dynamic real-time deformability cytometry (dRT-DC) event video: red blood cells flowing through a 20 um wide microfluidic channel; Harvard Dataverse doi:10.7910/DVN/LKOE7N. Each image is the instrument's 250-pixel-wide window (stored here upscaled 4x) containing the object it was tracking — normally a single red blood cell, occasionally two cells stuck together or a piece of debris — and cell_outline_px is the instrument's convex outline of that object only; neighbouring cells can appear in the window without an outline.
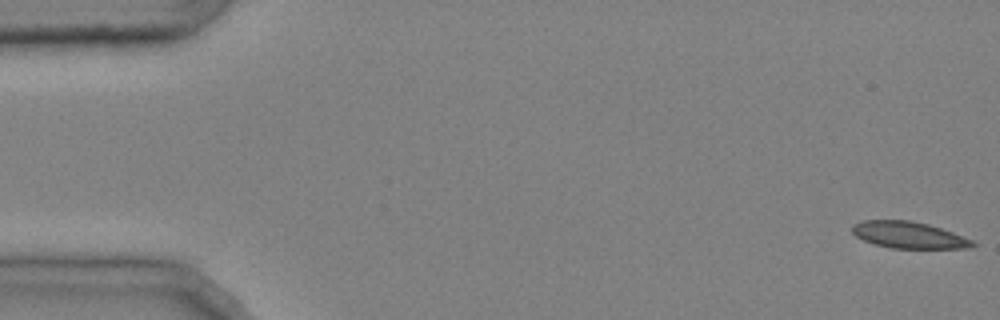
{"species": "common noctule bat (a hibernating species)", "species_latin": "Nyctalus noctula", "temperature_condition": "cold", "stored_images_in_passage": 47, "camera_frame_rate_fps": 3000, "um_per_image_px": 0.085, "animal": {"sex": "male", "body_mass_g": 20.4}, "frame": {"image": 1, "passage_image": 1, "time_ms": 0.0, "image_size_px": [1000, 320], "cell_outline_px": [[976, 244], [964, 248], [892, 248], [876, 244], [864, 240], [856, 236], [852, 232], [852, 224], [864, 220], [908, 220], [928, 224], [952, 232], [972, 240]], "centroid_in_image_um": [77.2, 19.96], "position_along_channel_um": 7.8, "area_um2": 18.38}}
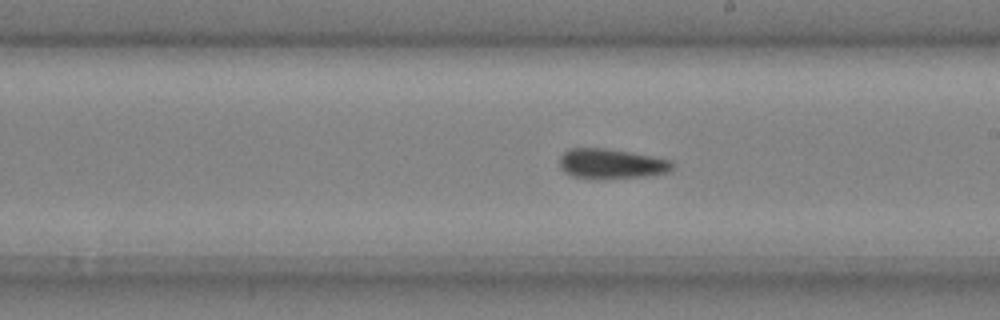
{"frame": {"image": 2, "passage_image": 28, "time_ms": 9.0, "image_size_px": [1000, 320], "cell_outline_px": [[676, 164], [672, 172], [648, 176], [572, 176], [564, 172], [560, 168], [560, 156], [568, 148], [604, 148], [632, 152], [672, 160]], "centroid_in_image_um": [52.04, 13.87], "position_along_channel_um": 237.0, "area_um2": 19.25}}
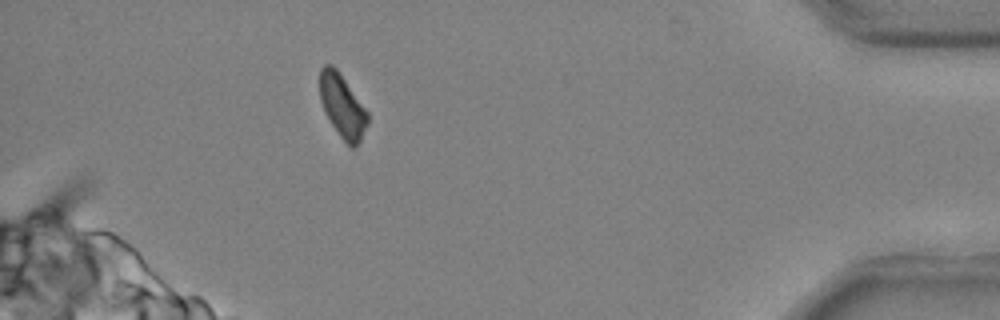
{"frame": {"image": 3, "passage_image": 44, "time_ms": 14.333, "image_size_px": [1000, 320], "cell_outline_px": [[368, 124], [356, 148], [352, 148], [340, 136], [324, 112], [320, 100], [320, 68], [324, 64], [332, 64], [336, 68], [368, 112]], "centroid_in_image_um": [29.09, 9.01], "position_along_channel_um": 406.1, "area_um2": 17.46}, "authors_computed_cell_mechanics": {"area_um2": 19.4208, "velocity_mm_per_s": 4.0258, "shape_relaxation_time_tau1_ms": null, "shape_relaxation_time_tau2_ms": 8.5137, "deformation_change_tau1": null, "deformation_change_tau2": 0.1497}}